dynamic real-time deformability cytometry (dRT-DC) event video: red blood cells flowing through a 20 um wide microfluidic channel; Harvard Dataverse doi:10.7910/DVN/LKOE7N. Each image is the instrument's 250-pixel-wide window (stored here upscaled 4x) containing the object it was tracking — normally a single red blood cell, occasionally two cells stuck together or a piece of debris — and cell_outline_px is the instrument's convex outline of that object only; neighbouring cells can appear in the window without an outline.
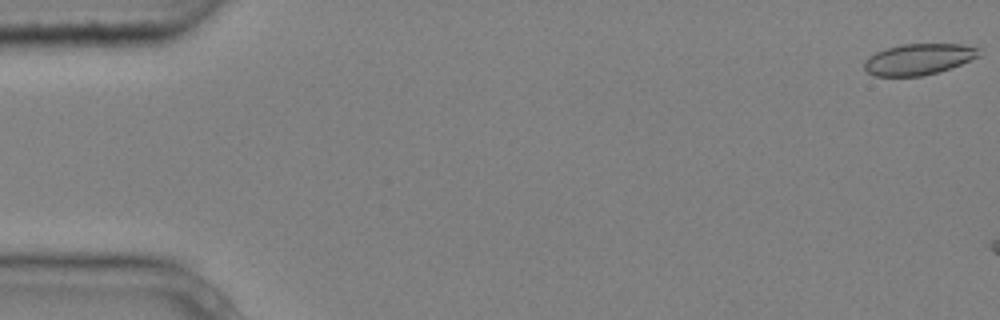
{"species": "common noctule bat (a hibernating species)", "species_latin": "Nyctalus noctula", "temperature_condition": "cold", "stored_images_in_passage": 6, "camera_frame_rate_fps": 3000, "um_per_image_px": 0.085, "animal": {"sex": "male", "body_mass_g": 20.4}, "frame": {"image": 1, "passage_image": 1, "time_ms": 0.0, "image_size_px": [1000, 320], "cell_outline_px": [[980, 56], [960, 64], [924, 76], [872, 76], [864, 68], [864, 60], [868, 56], [876, 52], [888, 48], [904, 44], [960, 44], [980, 48]], "centroid_in_image_um": [78.06, 5.04], "position_along_channel_um": 6.9, "area_um2": 20.69}}